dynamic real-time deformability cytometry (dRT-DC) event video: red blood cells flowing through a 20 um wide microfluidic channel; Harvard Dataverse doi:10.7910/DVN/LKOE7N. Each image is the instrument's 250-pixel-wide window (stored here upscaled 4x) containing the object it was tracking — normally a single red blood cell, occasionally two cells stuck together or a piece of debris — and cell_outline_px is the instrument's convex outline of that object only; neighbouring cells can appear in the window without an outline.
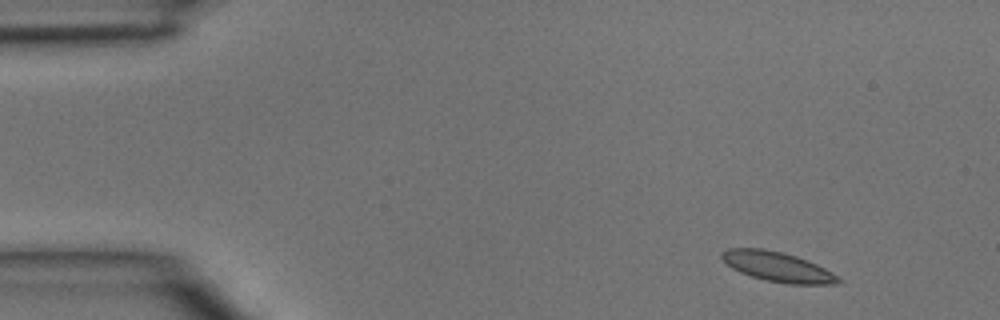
{"species": "common noctule bat (a hibernating species)", "species_latin": "Nyctalus noctula", "temperature_condition": "room temperature", "stored_images_in_passage": 3, "camera_frame_rate_fps": 3000, "um_per_image_px": 0.085, "animal": {"sex": "male", "body_mass_g": 15.6}, "frame": {"image": 1, "passage_image": 1, "time_ms": 0.0, "image_size_px": [1000, 320], "cell_outline_px": [[844, 280], [836, 284], [788, 284], [768, 280], [752, 276], [740, 272], [732, 268], [720, 256], [720, 252], [728, 248], [764, 248], [784, 252], [796, 256], [816, 264], [840, 276]], "centroid_in_image_um": [66.12, 22.67], "position_along_channel_um": 18.9, "area_um2": 20.23}}